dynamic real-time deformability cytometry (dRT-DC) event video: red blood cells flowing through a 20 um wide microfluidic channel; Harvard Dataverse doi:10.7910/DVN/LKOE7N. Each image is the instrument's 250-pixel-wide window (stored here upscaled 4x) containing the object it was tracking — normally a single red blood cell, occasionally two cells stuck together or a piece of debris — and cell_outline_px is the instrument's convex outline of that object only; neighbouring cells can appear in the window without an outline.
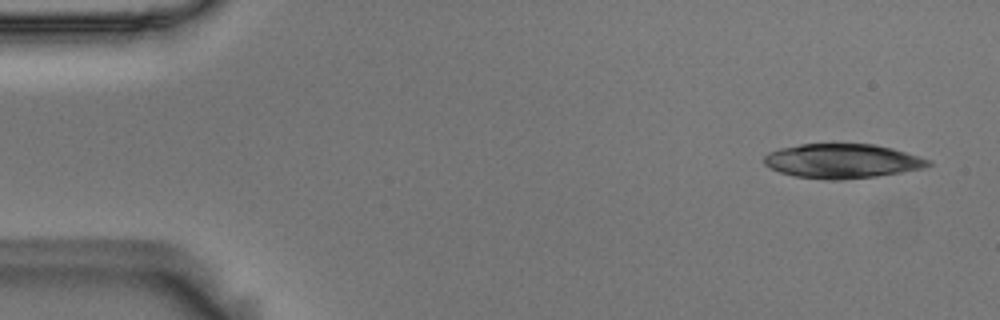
{"species": "Egyptian fruit bat (a non-hibernating species)", "species_latin": "Rousettus aegyptiacus", "temperature_condition": "room temperature", "stored_images_in_passage": 5, "camera_frame_rate_fps": 3000, "um_per_image_px": 0.085, "animal": {"sex": "male"}, "frame": {"image": 1, "passage_image": 1, "time_ms": 0.0, "image_size_px": [1000, 320], "cell_outline_px": [[932, 164], [924, 168], [876, 176], [844, 180], [828, 180], [796, 176], [780, 172], [768, 168], [764, 164], [764, 156], [768, 152], [780, 148], [800, 144], [872, 144], [892, 148], [932, 160]], "centroid_in_image_um": [71.57, 13.69], "position_along_channel_um": 13.4, "area_um2": 32.95}}